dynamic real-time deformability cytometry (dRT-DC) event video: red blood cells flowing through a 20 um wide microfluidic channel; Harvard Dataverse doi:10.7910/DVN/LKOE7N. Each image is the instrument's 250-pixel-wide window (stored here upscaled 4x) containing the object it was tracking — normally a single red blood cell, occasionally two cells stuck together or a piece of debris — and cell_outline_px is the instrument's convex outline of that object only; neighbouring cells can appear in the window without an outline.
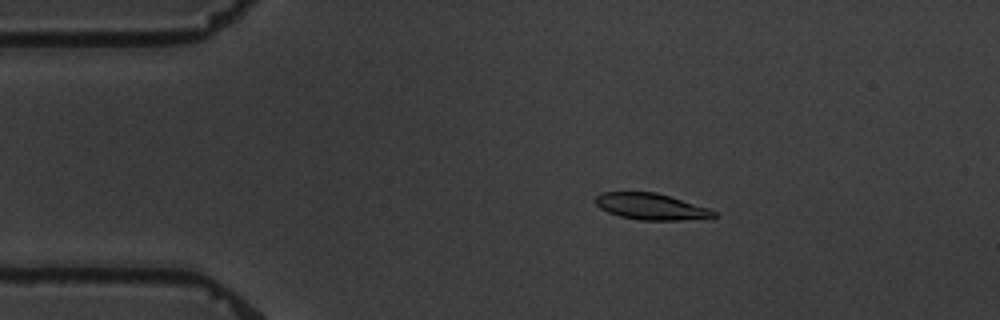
{"species": "common noctule bat (a hibernating species)", "species_latin": "Nyctalus noctula", "temperature_condition": "warm", "stored_images_in_passage": 4, "camera_frame_rate_fps": 3000, "um_per_image_px": 0.085, "animal": {"sex": "male", "body_mass_g": 19.5, "forearm_length_mm": 54.6}, "frame": {"image": 1, "passage_image": 3, "time_ms": 2.333, "image_size_px": [1000, 320], "cell_outline_px": [[716, 216], [680, 220], [640, 220], [620, 216], [608, 212], [600, 208], [596, 204], [596, 196], [600, 192], [656, 192], [708, 208], [716, 212]], "centroid_in_image_um": [55.29, 17.55], "position_along_channel_um": 29.7, "area_um2": 17.86}}